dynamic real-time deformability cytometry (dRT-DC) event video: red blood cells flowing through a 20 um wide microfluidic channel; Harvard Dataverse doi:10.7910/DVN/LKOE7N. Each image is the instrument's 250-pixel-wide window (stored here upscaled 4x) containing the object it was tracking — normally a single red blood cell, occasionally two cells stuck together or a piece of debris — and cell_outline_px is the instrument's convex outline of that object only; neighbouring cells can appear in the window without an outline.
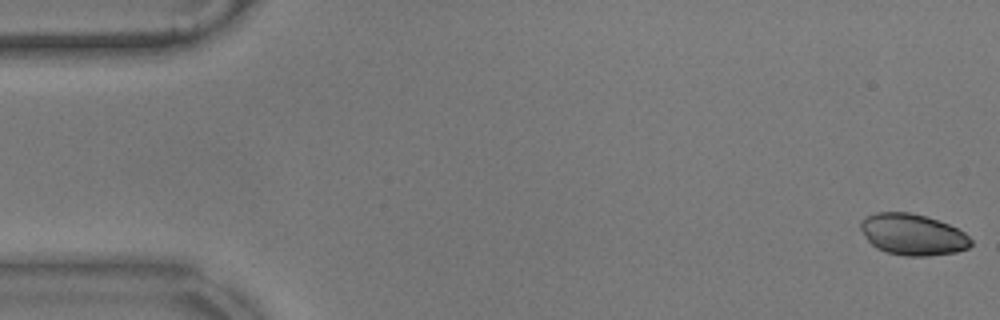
{"species": "common noctule bat (a hibernating species)", "species_latin": "Nyctalus noctula", "temperature_condition": "warm", "stored_images_in_passage": 57, "camera_frame_rate_fps": 3000, "um_per_image_px": 0.085, "animal": {"sex": "male", "body_mass_g": 17.9}, "frame": {"image": 1, "passage_image": 1, "time_ms": 0.0, "image_size_px": [1000, 320], "cell_outline_px": [[972, 244], [968, 248], [956, 252], [928, 256], [904, 256], [888, 252], [876, 248], [868, 240], [860, 228], [860, 220], [876, 212], [908, 212], [924, 216], [948, 224], [964, 232], [972, 240]], "centroid_in_image_um": [77.58, 19.94], "position_along_channel_um": 7.4, "area_um2": 26.36}}
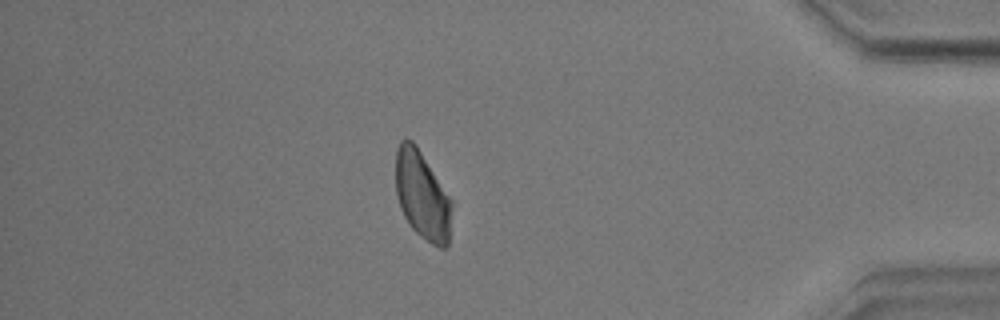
{"frame": {"image": 2, "passage_image": 49, "time_ms": 16.0, "image_size_px": [1000, 320], "cell_outline_px": [[452, 208], [448, 248], [440, 248], [432, 244], [420, 236], [408, 224], [400, 208], [396, 192], [396, 148], [400, 140], [404, 136], [412, 140], [416, 144], [452, 200]], "centroid_in_image_um": [35.88, 16.6], "position_along_channel_um": 399.3, "area_um2": 29.19}}
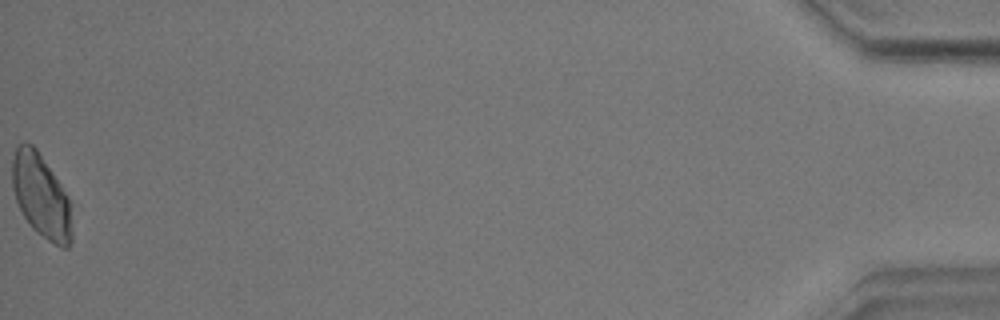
{"frame": {"image": 3, "passage_image": 57, "time_ms": 18.667, "image_size_px": [1000, 320], "cell_outline_px": [[72, 244], [68, 248], [60, 248], [36, 232], [32, 228], [24, 216], [16, 200], [12, 188], [12, 160], [16, 144], [24, 140], [32, 144], [36, 148], [68, 196], [72, 232]], "centroid_in_image_um": [3.48, 16.65], "position_along_channel_um": 431.7, "area_um2": 29.19}, "authors_computed_cell_mechanics": {"area_um2": 29.5936, "velocity_mm_per_s": 3.5301, "shape_relaxation_time_tau1_ms": 3.3669, "shape_relaxation_time_tau2_ms": 3.9058, "deformation_change_tau1": 0.0761, "deformation_change_tau2": 0.0953}}